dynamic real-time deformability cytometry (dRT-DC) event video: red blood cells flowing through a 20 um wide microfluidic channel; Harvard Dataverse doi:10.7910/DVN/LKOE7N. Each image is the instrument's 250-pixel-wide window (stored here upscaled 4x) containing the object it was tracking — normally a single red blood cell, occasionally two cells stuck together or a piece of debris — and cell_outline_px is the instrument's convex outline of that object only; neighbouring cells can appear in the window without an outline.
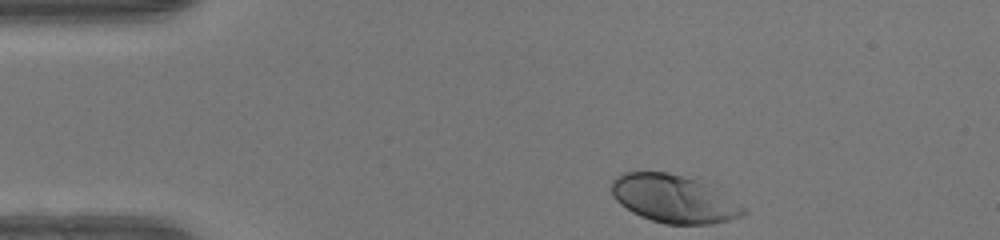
{"species": "human", "species_latin": "Homo sapiens", "temperature_condition": "warm", "stored_images_in_passage": 34, "camera_frame_rate_fps": 3000, "um_per_image_px": 0.085, "donor": {"sex": "female"}, "frame": {"image": 1, "passage_image": 1, "time_ms": 0.0, "image_size_px": [1000, 240], "cell_outline_px": [[744, 212], [740, 216], [728, 220], [712, 224], [664, 224], [640, 216], [632, 212], [620, 204], [612, 196], [612, 180], [616, 176], [624, 172], [668, 172], [692, 180], [700, 184], [744, 208]], "centroid_in_image_um": [57.11, 16.92], "position_along_channel_um": 27.9, "area_um2": 35.32}}
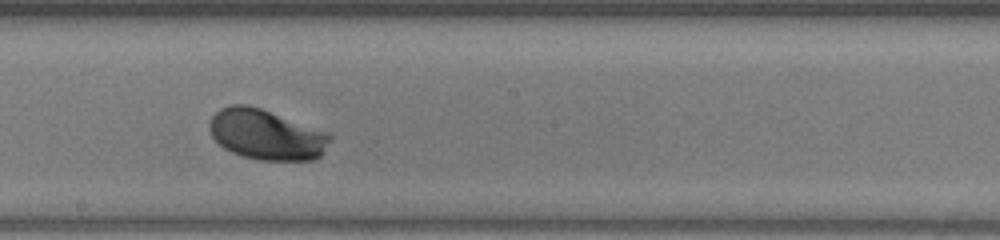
{"frame": {"image": 2, "passage_image": 20, "time_ms": 6.333, "image_size_px": [1000, 240], "cell_outline_px": [[332, 136], [320, 156], [312, 160], [260, 160], [244, 156], [232, 152], [224, 148], [212, 136], [208, 128], [208, 124], [212, 116], [220, 108], [232, 104], [248, 104], [332, 132]], "centroid_in_image_um": [22.65, 11.42], "position_along_channel_um": 225.6, "area_um2": 35.55}}
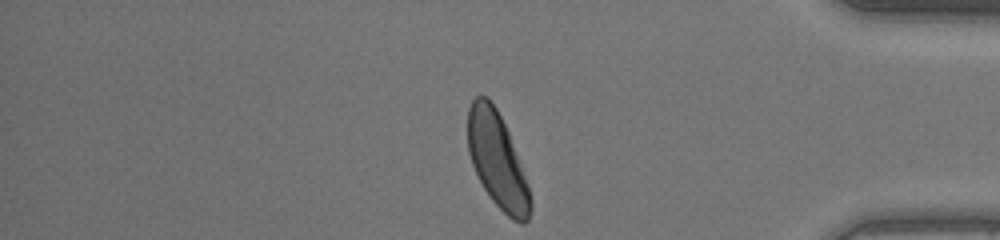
{"frame": {"image": 3, "passage_image": 34, "time_ms": 11.0, "image_size_px": [1000, 240], "cell_outline_px": [[532, 208], [528, 220], [524, 224], [520, 224], [512, 220], [492, 200], [484, 188], [472, 164], [468, 152], [468, 108], [472, 100], [476, 96], [488, 96], [496, 108], [508, 132], [528, 184], [532, 200]], "centroid_in_image_um": [42.27, 13.65], "position_along_channel_um": 392.9, "area_um2": 34.45}, "authors_computed_cell_mechanics": {"area_um2": 34.9112, "velocity_mm_per_s": 4.1819, "shape_relaxation_time_tau1_ms": 1.5208, "shape_relaxation_time_tau2_ms": null, "deformation_change_tau1": 0.1352, "deformation_change_tau2": null}}